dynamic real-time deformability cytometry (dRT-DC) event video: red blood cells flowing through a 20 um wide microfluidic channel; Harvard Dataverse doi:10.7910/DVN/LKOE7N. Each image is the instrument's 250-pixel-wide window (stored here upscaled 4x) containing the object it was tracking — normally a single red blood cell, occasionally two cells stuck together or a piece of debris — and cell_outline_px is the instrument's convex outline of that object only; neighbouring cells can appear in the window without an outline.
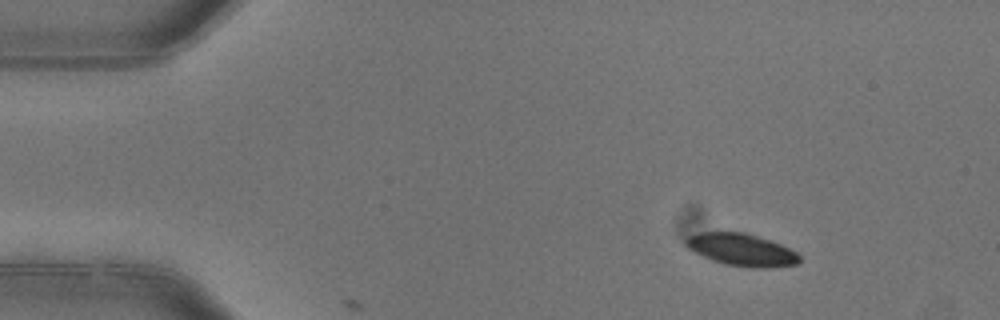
{"species": "common noctule bat (a hibernating species)", "species_latin": "Nyctalus noctula", "temperature_condition": "warm", "stored_images_in_passage": 3, "camera_frame_rate_fps": 3000, "um_per_image_px": 0.085, "animal": {"sex": "female"}, "frame": {"image": 1, "passage_image": 1, "time_ms": 0.0, "image_size_px": [1000, 320], "cell_outline_px": [[800, 260], [796, 264], [772, 268], [752, 268], [724, 264], [712, 260], [692, 252], [684, 244], [684, 236], [700, 232], [744, 232], [780, 244], [796, 252], [800, 256]], "centroid_in_image_um": [62.97, 21.23], "position_along_channel_um": 22.0, "area_um2": 21.56}}